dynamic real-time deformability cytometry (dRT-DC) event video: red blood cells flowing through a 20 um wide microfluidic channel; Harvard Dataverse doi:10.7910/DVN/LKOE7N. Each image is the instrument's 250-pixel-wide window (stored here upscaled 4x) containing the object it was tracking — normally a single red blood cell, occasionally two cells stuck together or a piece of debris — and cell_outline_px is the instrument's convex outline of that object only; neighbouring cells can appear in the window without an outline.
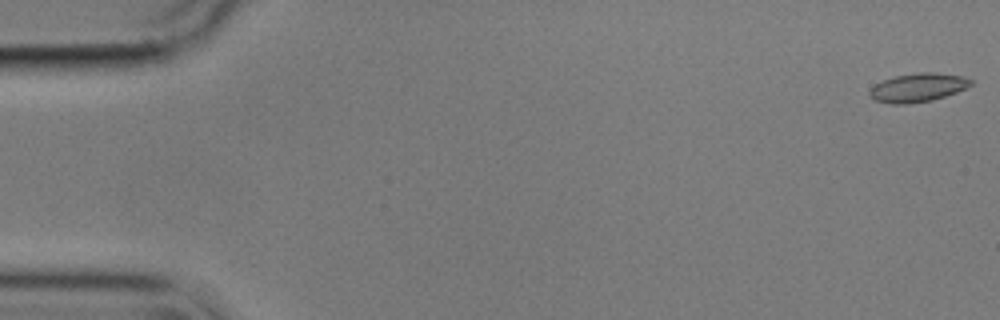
{"species": "common noctule bat (a hibernating species)", "species_latin": "Nyctalus noctula", "temperature_condition": "cold", "stored_images_in_passage": 56, "camera_frame_rate_fps": 3000, "um_per_image_px": 0.085, "animal": {"sex": "male", "body_mass_g": 17.9}, "frame": {"image": 1, "passage_image": 1, "time_ms": 0.0, "image_size_px": [1000, 320], "cell_outline_px": [[972, 84], [956, 92], [932, 100], [908, 104], [892, 104], [872, 100], [868, 96], [868, 92], [876, 84], [884, 80], [896, 76], [916, 72], [936, 72], [964, 76], [972, 80]], "centroid_in_image_um": [77.99, 7.44], "position_along_channel_um": 7.0, "area_um2": 16.94}}
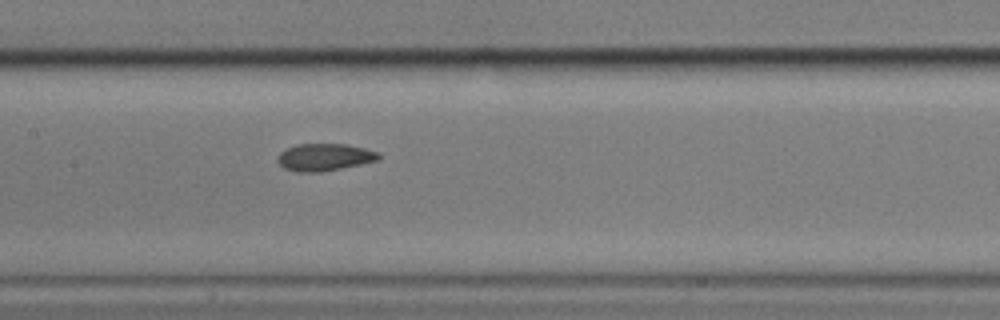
{"frame": {"image": 2, "passage_image": 27, "time_ms": 8.667, "image_size_px": [1000, 320], "cell_outline_px": [[380, 160], [320, 172], [296, 172], [284, 168], [276, 160], [276, 156], [280, 152], [296, 144], [348, 144], [380, 152]], "centroid_in_image_um": [27.58, 13.35], "position_along_channel_um": 179.8, "area_um2": 16.13}}
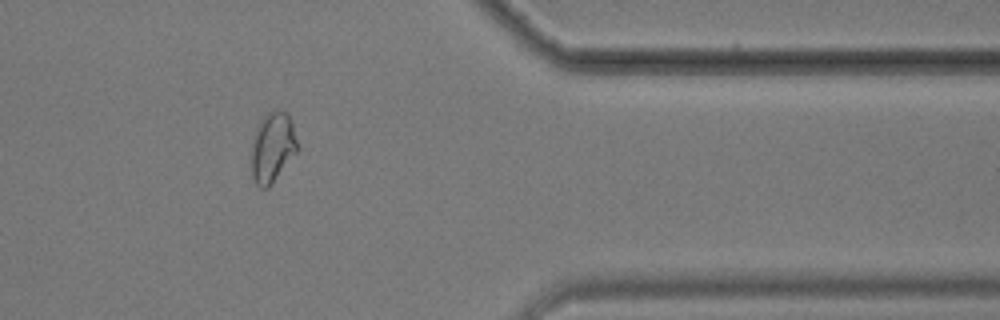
{"frame": {"image": 3, "passage_image": 46, "time_ms": 15.0, "image_size_px": [1000, 320], "cell_outline_px": [[300, 148], [272, 184], [268, 188], [260, 188], [256, 184], [252, 176], [252, 144], [256, 124], [268, 112], [276, 108], [288, 112]], "centroid_in_image_um": [23.18, 12.49], "position_along_channel_um": 388.2, "area_um2": 19.13}, "authors_computed_cell_mechanics": {"area_um2": 16.473, "velocity_mm_per_s": 3.5845, "shape_relaxation_time_tau1_ms": 6.6669, "shape_relaxation_time_tau2_ms": 2.9004, "deformation_change_tau1": 0.132, "deformation_change_tau2": 0.0608}}